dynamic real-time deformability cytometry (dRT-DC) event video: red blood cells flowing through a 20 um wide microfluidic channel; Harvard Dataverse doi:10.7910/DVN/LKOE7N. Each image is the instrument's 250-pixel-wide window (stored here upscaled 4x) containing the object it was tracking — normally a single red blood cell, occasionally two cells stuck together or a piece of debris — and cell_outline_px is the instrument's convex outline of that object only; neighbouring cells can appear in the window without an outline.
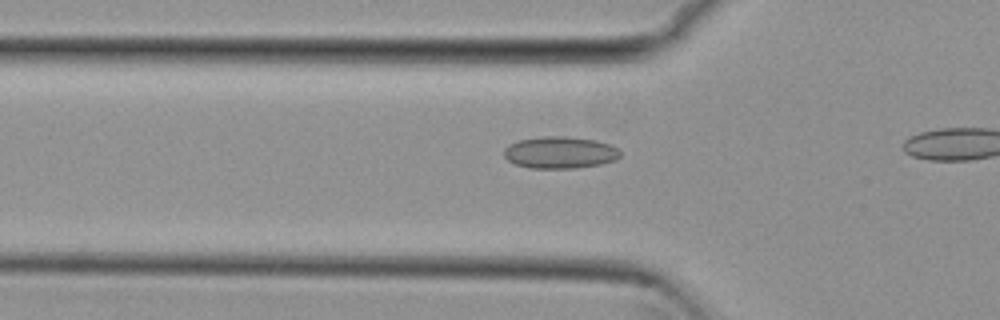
{"species": "common noctule bat (a hibernating species)", "species_latin": "Nyctalus noctula", "temperature_condition": "cold", "stored_images_in_passage": 19, "camera_frame_rate_fps": 3000, "um_per_image_px": 0.085, "animal": {"sex": "female", "body_mass_g": 29.2, "forearm_length_mm": 56.3}, "frame": {"image": 1, "passage_image": 14, "time_ms": 4.333, "image_size_px": [1000, 320], "cell_outline_px": [[620, 156], [616, 160], [600, 164], [576, 168], [528, 168], [516, 164], [508, 160], [504, 156], [504, 148], [508, 144], [516, 140], [544, 136], [564, 136], [596, 140], [612, 144], [620, 152]], "centroid_in_image_um": [47.58, 12.95], "position_along_channel_um": 78.2, "area_um2": 21.79}}